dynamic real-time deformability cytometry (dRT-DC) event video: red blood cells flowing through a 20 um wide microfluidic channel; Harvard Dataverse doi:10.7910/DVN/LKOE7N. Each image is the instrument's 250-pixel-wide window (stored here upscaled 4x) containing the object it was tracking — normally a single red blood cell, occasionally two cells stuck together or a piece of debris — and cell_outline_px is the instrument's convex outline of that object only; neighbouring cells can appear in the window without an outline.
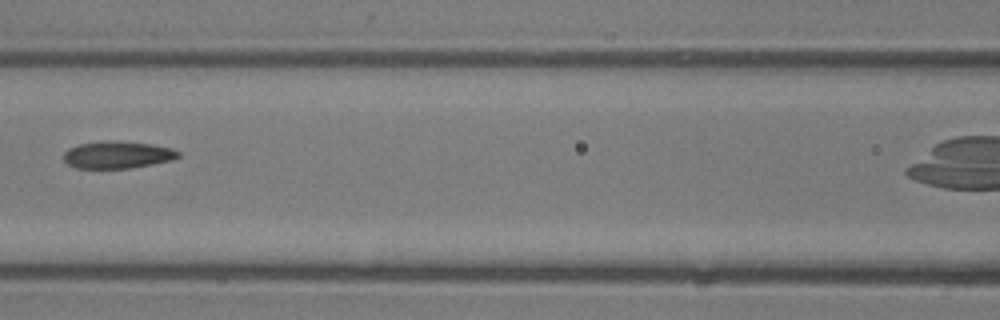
{"species": "common noctule bat (a hibernating species)", "species_latin": "Nyctalus noctula", "temperature_condition": "room temperature", "stored_images_in_passage": 5, "camera_frame_rate_fps": 3000, "um_per_image_px": 0.085, "animal": {"sex": "male", "body_mass_g": 13.3}, "frame": {"image": 1, "passage_image": 4, "time_ms": 3.333, "image_size_px": [1000, 320], "cell_outline_px": [[180, 156], [172, 160], [152, 164], [128, 168], [76, 168], [68, 164], [64, 160], [64, 152], [68, 148], [80, 144], [100, 140], [116, 140], [152, 144], [172, 148], [180, 152]], "centroid_in_image_um": [9.98, 13.14], "position_along_channel_um": 156.6, "area_um2": 18.32}}